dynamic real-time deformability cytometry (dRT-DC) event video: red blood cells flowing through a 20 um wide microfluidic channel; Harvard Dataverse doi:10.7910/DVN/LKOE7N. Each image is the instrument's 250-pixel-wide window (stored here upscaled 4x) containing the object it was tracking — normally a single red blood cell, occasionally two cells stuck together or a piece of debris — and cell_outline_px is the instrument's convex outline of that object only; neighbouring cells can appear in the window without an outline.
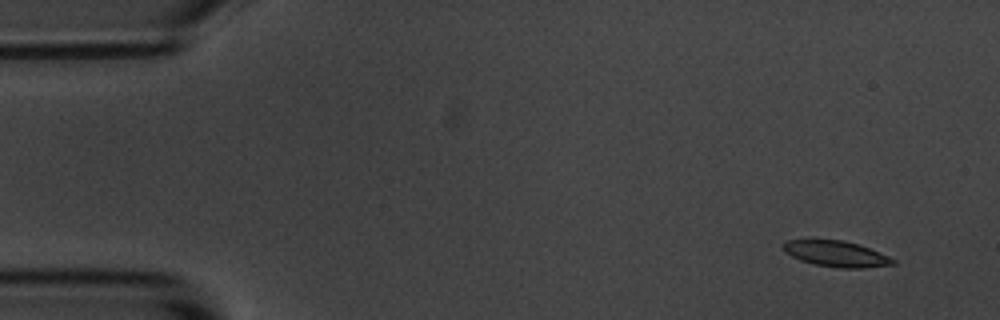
{"species": "common noctule bat (a hibernating species)", "species_latin": "Nyctalus noctula", "temperature_condition": "room temperature", "stored_images_in_passage": 7, "camera_frame_rate_fps": 3000, "um_per_image_px": 0.085, "animal": {"sex": "male", "body_mass_g": 20.1, "forearm_length_mm": 53.5}, "frame": {"image": 1, "passage_image": 1, "time_ms": 0.0, "image_size_px": [1000, 320], "cell_outline_px": [[896, 264], [864, 268], [840, 268], [812, 264], [800, 260], [784, 252], [784, 244], [788, 240], [844, 240], [860, 244], [888, 256], [896, 260]], "centroid_in_image_um": [71.11, 21.58], "position_along_channel_um": 13.9, "area_um2": 16.53}}
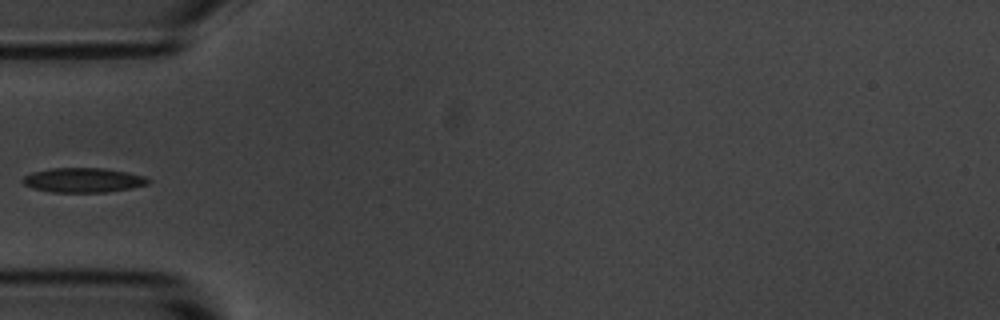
{"frame": {"image": 2, "passage_image": 5, "time_ms": 4.667, "image_size_px": [1000, 320], "cell_outline_px": [[152, 180], [148, 184], [132, 188], [104, 192], [52, 192], [32, 188], [24, 184], [20, 180], [24, 176], [32, 172], [52, 168], [104, 168], [128, 172], [144, 176]], "centroid_in_image_um": [7.08, 15.31], "position_along_channel_um": 77.9, "area_um2": 18.03}}
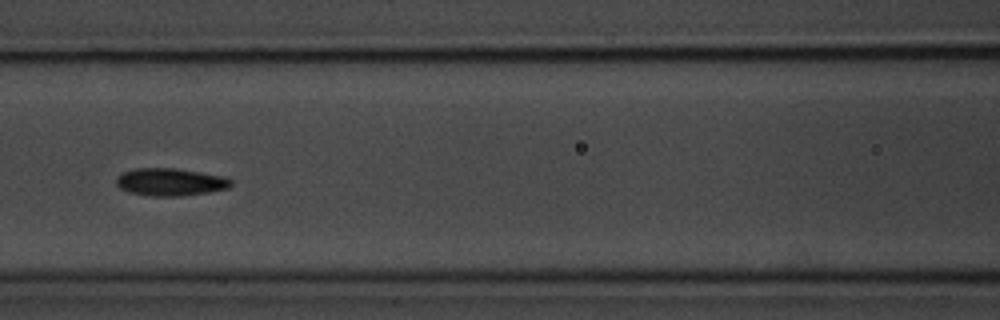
{"frame": {"image": 3, "passage_image": 7, "time_ms": 6.667, "image_size_px": [1000, 320], "cell_outline_px": [[232, 184], [228, 188], [208, 192], [180, 196], [148, 196], [128, 192], [120, 188], [116, 184], [116, 176], [124, 172], [136, 168], [176, 168], [224, 176], [232, 180]], "centroid_in_image_um": [14.46, 15.47], "position_along_channel_um": 152.1, "area_um2": 18.5}}